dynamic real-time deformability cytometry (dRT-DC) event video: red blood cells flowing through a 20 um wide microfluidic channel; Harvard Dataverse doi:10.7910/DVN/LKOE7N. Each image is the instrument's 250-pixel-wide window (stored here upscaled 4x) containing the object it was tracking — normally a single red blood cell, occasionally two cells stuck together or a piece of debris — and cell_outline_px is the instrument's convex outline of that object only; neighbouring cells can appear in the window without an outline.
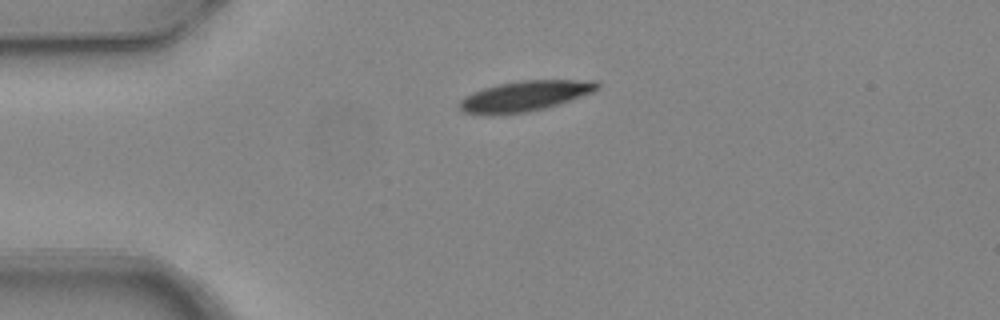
{"species": "common noctule bat (a hibernating species)", "species_latin": "Nyctalus noctula", "temperature_condition": "warm", "stored_images_in_passage": 2, "camera_frame_rate_fps": 3000, "um_per_image_px": 0.085, "animal": {"sex": "female", "body_mass_g": 24.6, "forearm_length_mm": 56.2}, "frame": {"image": 1, "passage_image": 2, "time_ms": 0.333, "image_size_px": [1000, 320], "cell_outline_px": [[600, 88], [592, 92], [572, 100], [544, 108], [528, 112], [488, 116], [484, 116], [464, 112], [456, 104], [464, 96], [484, 88], [496, 84], [520, 80], [596, 80], [600, 84]], "centroid_in_image_um": [44.58, 8.17], "position_along_channel_um": 40.4, "area_um2": 24.8}}